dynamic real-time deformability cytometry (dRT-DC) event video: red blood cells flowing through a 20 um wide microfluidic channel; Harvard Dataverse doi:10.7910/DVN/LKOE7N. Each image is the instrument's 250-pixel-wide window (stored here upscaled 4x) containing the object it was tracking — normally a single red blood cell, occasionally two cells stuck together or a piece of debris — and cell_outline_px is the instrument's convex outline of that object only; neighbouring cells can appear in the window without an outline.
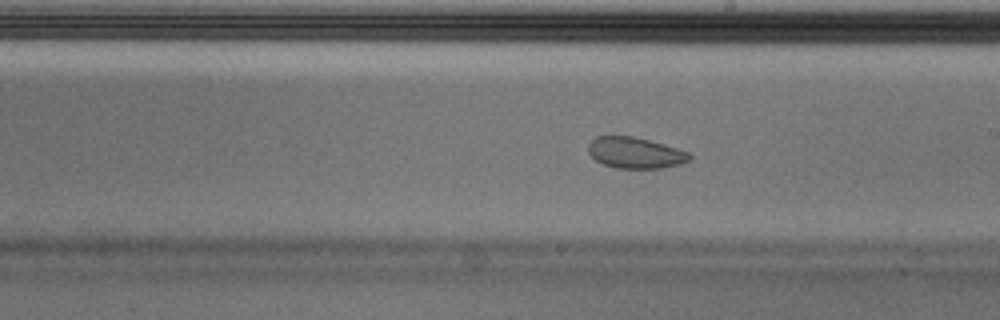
{"species": "Egyptian fruit bat (a non-hibernating species)", "species_latin": "Rousettus aegyptiacus", "temperature_condition": "cold", "stored_images_in_passage": 54, "camera_frame_rate_fps": 3000, "um_per_image_px": 0.085, "animal": {"sex": "male"}, "frame": {"image": 1, "passage_image": 31, "time_ms": 10.0, "image_size_px": [1000, 320], "cell_outline_px": [[692, 156], [688, 160], [680, 164], [660, 168], [616, 168], [604, 164], [596, 160], [588, 152], [588, 144], [596, 136], [632, 136], [664, 144], [688, 152]], "centroid_in_image_um": [53.97, 12.98], "position_along_channel_um": 235.0, "area_um2": 18.15}, "authors_computed_cell_mechanics": {"area_um2": 21.6461, "velocity_mm_per_s": 3.6922, "shape_relaxation_time_tau1_ms": null, "shape_relaxation_time_tau2_ms": 1.4015, "deformation_change_tau1": null, "deformation_change_tau2": 0.0574}}